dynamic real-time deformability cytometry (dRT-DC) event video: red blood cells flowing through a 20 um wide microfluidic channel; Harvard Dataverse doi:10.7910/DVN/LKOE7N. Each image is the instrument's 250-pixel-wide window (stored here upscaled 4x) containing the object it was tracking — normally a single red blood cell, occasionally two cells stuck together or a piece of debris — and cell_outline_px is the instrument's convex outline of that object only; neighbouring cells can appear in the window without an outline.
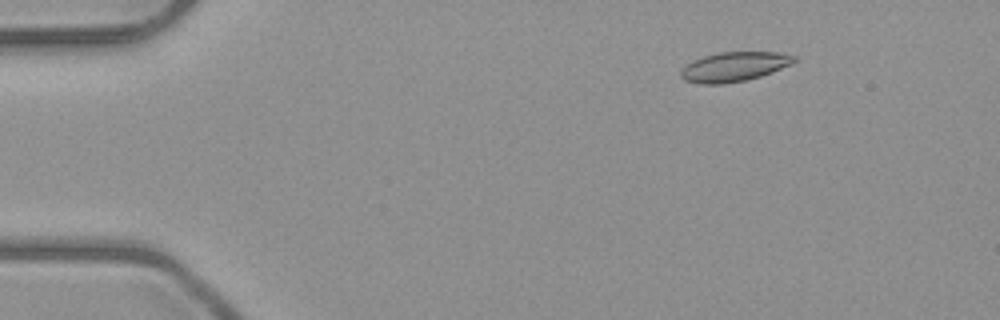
{"species": "common noctule bat (a hibernating species)", "species_latin": "Nyctalus noctula", "temperature_condition": "room temperature", "stored_images_in_passage": 45, "camera_frame_rate_fps": 3000, "um_per_image_px": 0.085, "animal": {"sex": "male", "body_mass_g": 23.1, "forearm_length_mm": 52.7}, "frame": {"image": 1, "passage_image": 1, "time_ms": 0.0, "image_size_px": [1000, 320], "cell_outline_px": [[796, 60], [792, 64], [772, 72], [760, 76], [744, 80], [724, 84], [700, 84], [684, 80], [680, 76], [680, 72], [692, 60], [704, 56], [720, 52], [776, 52], [796, 56]], "centroid_in_image_um": [62.4, 5.67], "position_along_channel_um": 22.6, "area_um2": 19.36}}
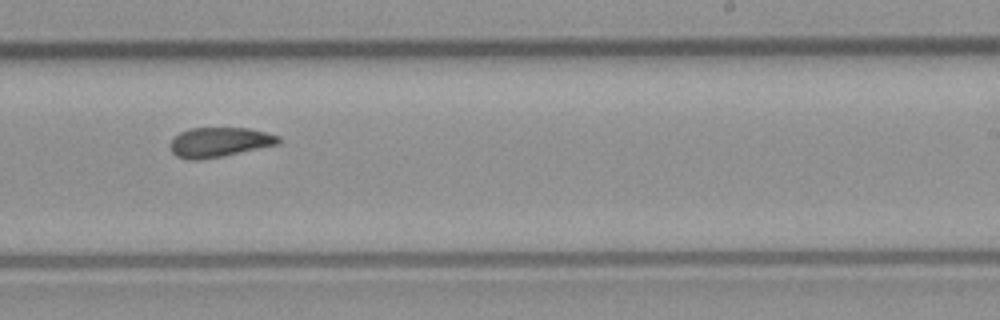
{"frame": {"image": 2, "passage_image": 26, "time_ms": 8.333, "image_size_px": [1000, 320], "cell_outline_px": [[280, 140], [276, 144], [220, 156], [200, 160], [188, 160], [176, 156], [172, 152], [168, 144], [180, 132], [188, 128], [248, 128], [280, 136]], "centroid_in_image_um": [18.57, 12.08], "position_along_channel_um": 270.4, "area_um2": 18.44}}
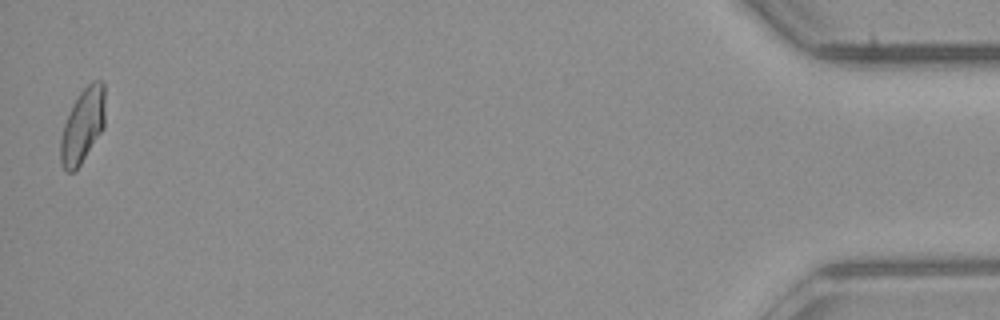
{"frame": {"image": 3, "passage_image": 45, "time_ms": 14.667, "image_size_px": [1000, 320], "cell_outline_px": [[104, 128], [80, 164], [72, 172], [64, 172], [60, 164], [60, 140], [64, 124], [72, 104], [80, 92], [92, 80], [104, 80]], "centroid_in_image_um": [7.01, 10.67], "position_along_channel_um": 428.2, "area_um2": 19.36}, "authors_computed_cell_mechanics": {"area_um2": 19.363, "velocity_mm_per_s": 4.0108, "shape_relaxation_time_tau1_ms": 11.3425, "shape_relaxation_time_tau2_ms": 3.3454, "deformation_change_tau1": 0.2187, "deformation_change_tau2": 0.0835}}